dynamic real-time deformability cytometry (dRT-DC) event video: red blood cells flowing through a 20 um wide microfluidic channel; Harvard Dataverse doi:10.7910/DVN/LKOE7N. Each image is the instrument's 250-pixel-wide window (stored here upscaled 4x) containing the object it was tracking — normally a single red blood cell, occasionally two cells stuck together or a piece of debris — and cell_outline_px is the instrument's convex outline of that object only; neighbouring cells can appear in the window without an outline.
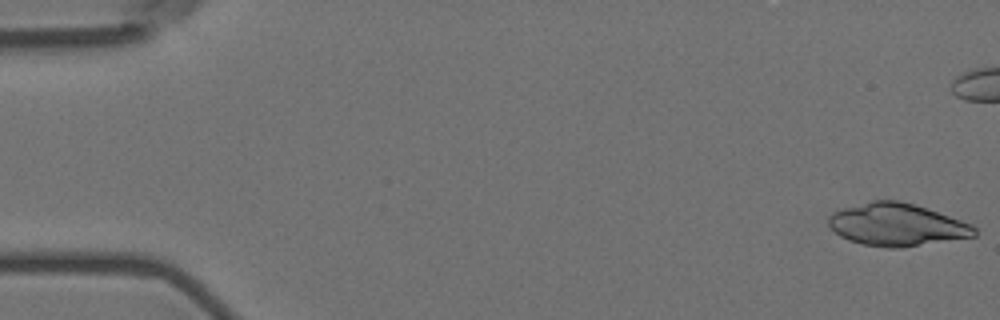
{"species": "Egyptian fruit bat (a non-hibernating species)", "species_latin": "Rousettus aegyptiacus", "temperature_condition": "room temperature", "stored_images_in_passage": 20, "camera_frame_rate_fps": 3000, "um_per_image_px": 0.085, "animal": {"sex": "female"}, "frame": {"image": 1, "passage_image": 1, "time_ms": 0.0, "image_size_px": [1000, 320], "cell_outline_px": [[976, 236], [900, 248], [888, 248], [864, 244], [848, 240], [840, 236], [828, 224], [828, 216], [832, 212], [844, 208], [872, 200], [896, 200], [912, 204], [972, 224], [976, 228]], "centroid_in_image_um": [76.21, 19.11], "position_along_channel_um": 8.8, "area_um2": 35.72}}